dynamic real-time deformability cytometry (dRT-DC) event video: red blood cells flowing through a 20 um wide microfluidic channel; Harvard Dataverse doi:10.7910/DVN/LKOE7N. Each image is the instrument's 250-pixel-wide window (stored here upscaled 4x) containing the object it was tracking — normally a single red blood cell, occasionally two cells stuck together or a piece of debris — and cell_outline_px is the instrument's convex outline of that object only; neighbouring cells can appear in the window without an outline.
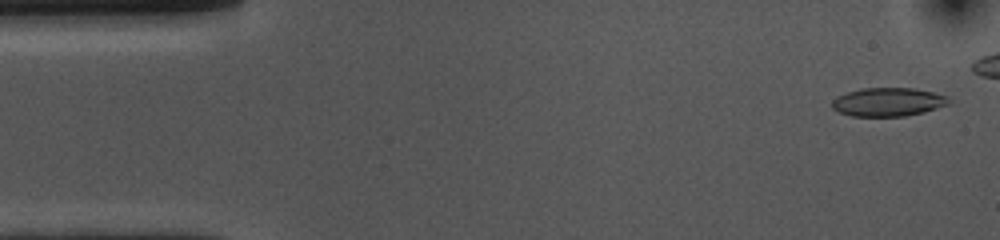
{"species": "common noctule bat (a hibernating species)", "species_latin": "Nyctalus noctula", "temperature_condition": "cold", "stored_images_in_passage": 52, "camera_frame_rate_fps": 3000, "um_per_image_px": 0.085, "animal": {"sex": "female", "body_mass_g": 10.0, "forearm_length_mm": 53.1}, "frame": {"image": 1, "passage_image": 2, "time_ms": 0.333, "image_size_px": [1000, 240], "cell_outline_px": [[952, 104], [924, 112], [904, 116], [852, 116], [840, 112], [832, 108], [832, 100], [836, 96], [860, 88], [916, 88], [948, 96]], "centroid_in_image_um": [75.52, 8.66], "position_along_channel_um": 9.5, "area_um2": 19.59}}
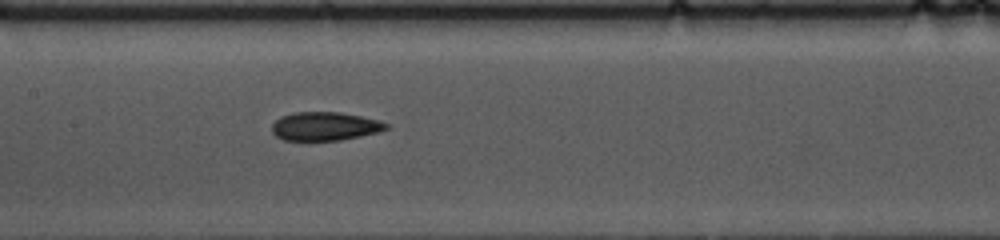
{"frame": {"image": 2, "passage_image": 24, "time_ms": 7.667, "image_size_px": [1000, 240], "cell_outline_px": [[388, 128], [380, 132], [340, 140], [284, 140], [276, 136], [272, 132], [272, 124], [280, 116], [292, 112], [340, 112], [380, 120], [388, 124]], "centroid_in_image_um": [27.61, 10.72], "position_along_channel_um": 179.8, "area_um2": 19.07}}
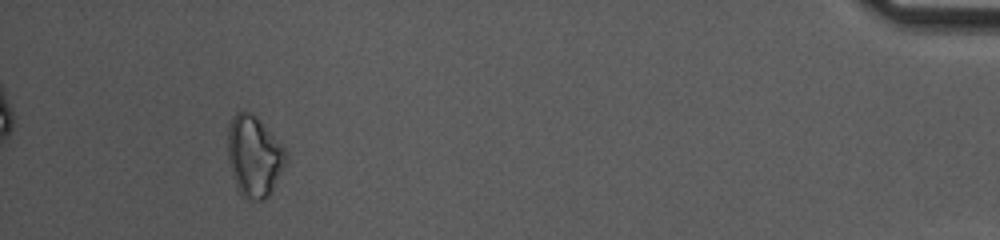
{"frame": {"image": 3, "passage_image": 48, "time_ms": 15.667, "image_size_px": [1000, 240], "cell_outline_px": [[288, 160], [272, 192], [268, 196], [260, 200], [252, 200], [240, 196], [236, 188], [228, 164], [228, 128], [232, 116], [240, 108], [252, 112], [256, 116], [288, 152]], "centroid_in_image_um": [21.59, 13.28], "position_along_channel_um": 413.6, "area_um2": 28.03}, "authors_computed_cell_mechanics": {"area_um2": 20.3745, "velocity_mm_per_s": 3.7055, "shape_relaxation_time_tau1_ms": null, "shape_relaxation_time_tau2_ms": 3.4084, "deformation_change_tau1": null, "deformation_change_tau2": 0.0983}}